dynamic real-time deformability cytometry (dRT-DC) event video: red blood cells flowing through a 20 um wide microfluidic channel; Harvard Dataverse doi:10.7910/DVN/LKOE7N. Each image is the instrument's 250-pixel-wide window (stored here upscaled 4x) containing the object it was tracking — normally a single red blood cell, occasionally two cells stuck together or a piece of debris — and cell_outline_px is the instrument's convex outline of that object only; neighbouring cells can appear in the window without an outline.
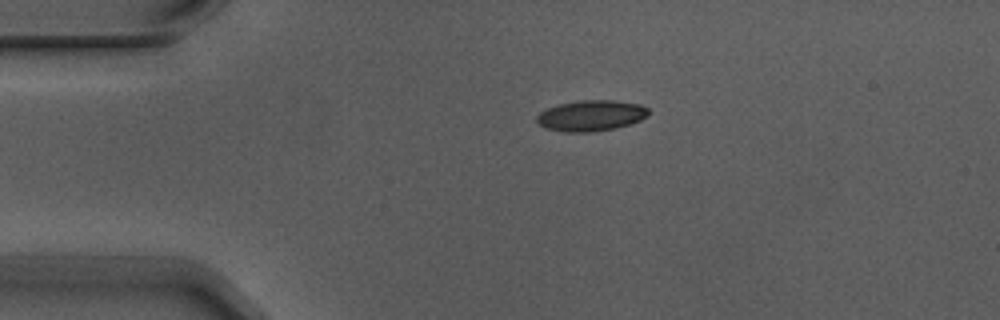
{"species": "Egyptian fruit bat (a non-hibernating species)", "species_latin": "Rousettus aegyptiacus", "temperature_condition": "warm", "stored_images_in_passage": 1, "camera_frame_rate_fps": 3000, "um_per_image_px": 0.085, "animal": {"sex": "male"}, "frame": {"image": 1, "passage_image": 1, "time_ms": 0.0, "image_size_px": [1000, 320], "cell_outline_px": [[648, 116], [640, 120], [616, 128], [588, 132], [564, 132], [544, 128], [536, 124], [536, 116], [540, 112], [548, 108], [560, 104], [580, 100], [616, 100], [640, 104], [648, 108]], "centroid_in_image_um": [50.21, 9.83], "position_along_channel_um": 34.8, "area_um2": 20.17}}